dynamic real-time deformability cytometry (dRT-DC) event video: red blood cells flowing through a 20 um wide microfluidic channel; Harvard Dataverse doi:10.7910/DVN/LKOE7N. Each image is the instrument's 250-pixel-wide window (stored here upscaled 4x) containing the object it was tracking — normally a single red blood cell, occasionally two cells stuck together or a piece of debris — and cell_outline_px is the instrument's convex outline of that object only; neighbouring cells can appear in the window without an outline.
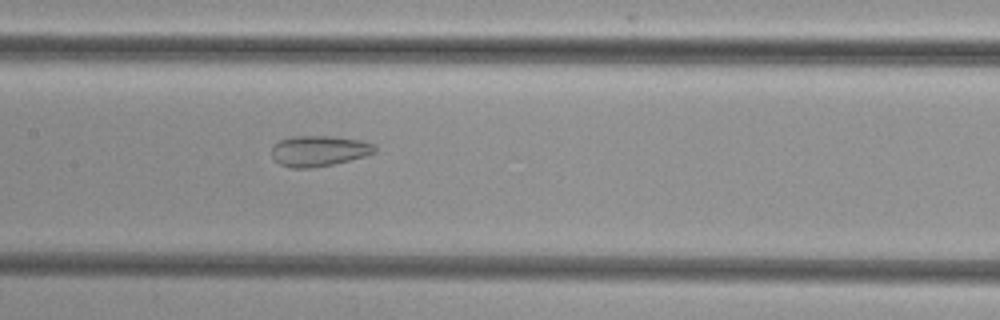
{"species": "common noctule bat (a hibernating species)", "species_latin": "Nyctalus noctula", "temperature_condition": "cold", "stored_images_in_passage": 49, "camera_frame_rate_fps": 3000, "um_per_image_px": 0.085, "animal": {"sex": "female", "body_mass_g": 29.2, "forearm_length_mm": 56.3}, "frame": {"image": 1, "passage_image": 26, "time_ms": 8.333, "image_size_px": [1000, 320], "cell_outline_px": [[376, 152], [364, 156], [332, 164], [312, 168], [288, 168], [280, 164], [272, 156], [272, 144], [280, 140], [292, 136], [332, 136], [360, 140], [376, 144]], "centroid_in_image_um": [27.1, 12.82], "position_along_channel_um": 180.3, "area_um2": 18.5}}
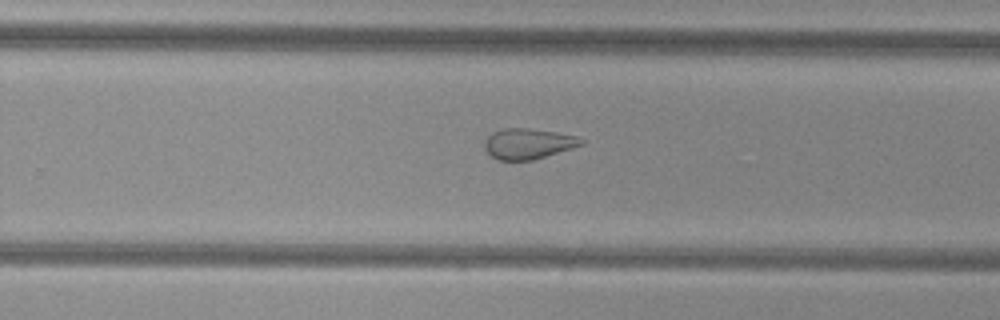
{"frame": {"image": 2, "passage_image": 34, "time_ms": 11.0, "image_size_px": [1000, 320], "cell_outline_px": [[584, 144], [572, 148], [532, 160], [496, 160], [484, 148], [484, 140], [492, 132], [504, 128], [528, 128], [556, 132], [576, 136], [584, 140]], "centroid_in_image_um": [44.87, 12.21], "position_along_channel_um": 284.9, "area_um2": 17.17}}
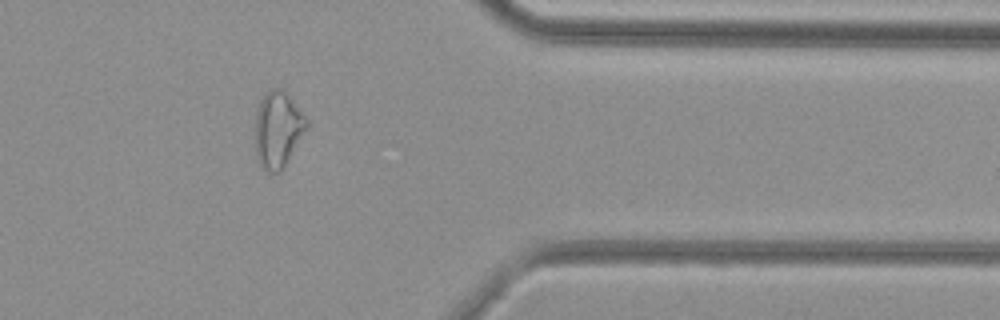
{"frame": {"image": 3, "passage_image": 43, "time_ms": 14.0, "image_size_px": [1000, 320], "cell_outline_px": [[308, 124], [280, 172], [268, 172], [260, 168], [256, 160], [252, 128], [256, 112], [260, 100], [272, 88], [284, 88], [308, 120]], "centroid_in_image_um": [23.53, 11.0], "position_along_channel_um": 387.9, "area_um2": 23.24}}